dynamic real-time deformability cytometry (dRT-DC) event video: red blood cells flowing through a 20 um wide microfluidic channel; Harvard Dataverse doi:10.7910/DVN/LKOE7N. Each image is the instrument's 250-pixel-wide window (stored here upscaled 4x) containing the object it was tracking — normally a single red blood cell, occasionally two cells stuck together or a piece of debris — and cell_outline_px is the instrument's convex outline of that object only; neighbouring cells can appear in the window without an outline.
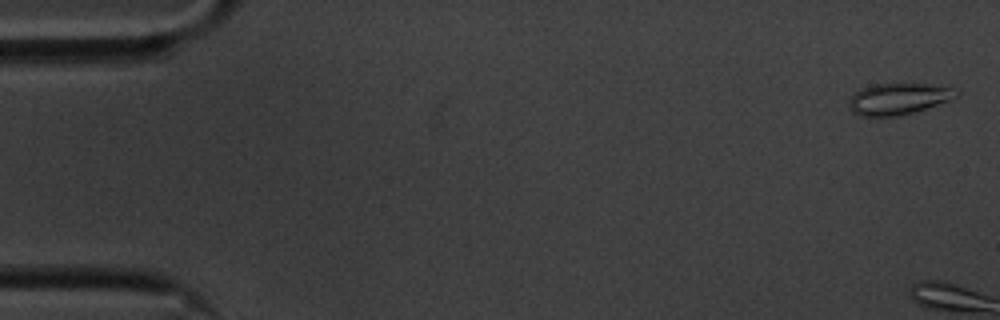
{"species": "common noctule bat (a hibernating species)", "species_latin": "Nyctalus noctula", "temperature_condition": "cold", "stored_images_in_passage": 5, "camera_frame_rate_fps": 3000, "um_per_image_px": 0.085, "animal": {"sex": "male", "body_mass_g": 20.1, "forearm_length_mm": 53.5}, "frame": {"image": 1, "passage_image": 2, "time_ms": 0.333, "image_size_px": [1000, 320], "cell_outline_px": [[960, 92], [952, 100], [916, 112], [900, 116], [860, 116], [852, 112], [848, 104], [848, 100], [856, 92], [864, 88], [876, 84], [928, 84], [952, 88]], "centroid_in_image_um": [76.39, 8.42], "position_along_channel_um": 8.6, "area_um2": 19.65}}